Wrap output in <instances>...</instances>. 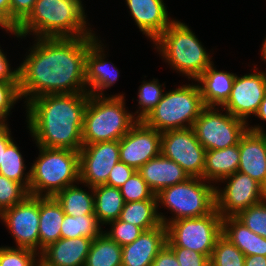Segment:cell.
Instances as JSON below:
<instances>
[{"label": "cell", "mask_w": 266, "mask_h": 266, "mask_svg": "<svg viewBox=\"0 0 266 266\" xmlns=\"http://www.w3.org/2000/svg\"><path fill=\"white\" fill-rule=\"evenodd\" d=\"M97 37L36 38L19 66V92L25 103L47 94L87 92L85 56Z\"/></svg>", "instance_id": "cell-1"}, {"label": "cell", "mask_w": 266, "mask_h": 266, "mask_svg": "<svg viewBox=\"0 0 266 266\" xmlns=\"http://www.w3.org/2000/svg\"><path fill=\"white\" fill-rule=\"evenodd\" d=\"M88 92L47 94L30 100L26 121L37 146L80 151Z\"/></svg>", "instance_id": "cell-2"}, {"label": "cell", "mask_w": 266, "mask_h": 266, "mask_svg": "<svg viewBox=\"0 0 266 266\" xmlns=\"http://www.w3.org/2000/svg\"><path fill=\"white\" fill-rule=\"evenodd\" d=\"M86 17L81 0H36L29 16L8 32L17 38L29 34L34 38L95 36Z\"/></svg>", "instance_id": "cell-3"}, {"label": "cell", "mask_w": 266, "mask_h": 266, "mask_svg": "<svg viewBox=\"0 0 266 266\" xmlns=\"http://www.w3.org/2000/svg\"><path fill=\"white\" fill-rule=\"evenodd\" d=\"M124 101V94L89 95L84 112L83 144L119 141L129 132L137 120L125 108Z\"/></svg>", "instance_id": "cell-4"}, {"label": "cell", "mask_w": 266, "mask_h": 266, "mask_svg": "<svg viewBox=\"0 0 266 266\" xmlns=\"http://www.w3.org/2000/svg\"><path fill=\"white\" fill-rule=\"evenodd\" d=\"M37 147L40 155L30 167L29 195L54 197L66 187L79 184V151Z\"/></svg>", "instance_id": "cell-5"}, {"label": "cell", "mask_w": 266, "mask_h": 266, "mask_svg": "<svg viewBox=\"0 0 266 266\" xmlns=\"http://www.w3.org/2000/svg\"><path fill=\"white\" fill-rule=\"evenodd\" d=\"M185 23L174 21L154 42L172 69L196 80L212 63L211 55Z\"/></svg>", "instance_id": "cell-6"}, {"label": "cell", "mask_w": 266, "mask_h": 266, "mask_svg": "<svg viewBox=\"0 0 266 266\" xmlns=\"http://www.w3.org/2000/svg\"><path fill=\"white\" fill-rule=\"evenodd\" d=\"M214 186L203 178L190 177L185 182L162 189L156 195L157 204L166 206L173 216L167 219L163 213H158L161 223L166 225L180 219L210 214L216 208Z\"/></svg>", "instance_id": "cell-7"}, {"label": "cell", "mask_w": 266, "mask_h": 266, "mask_svg": "<svg viewBox=\"0 0 266 266\" xmlns=\"http://www.w3.org/2000/svg\"><path fill=\"white\" fill-rule=\"evenodd\" d=\"M204 107L198 84L178 86L174 90L165 91L160 102L143 122L161 133L192 128Z\"/></svg>", "instance_id": "cell-8"}, {"label": "cell", "mask_w": 266, "mask_h": 266, "mask_svg": "<svg viewBox=\"0 0 266 266\" xmlns=\"http://www.w3.org/2000/svg\"><path fill=\"white\" fill-rule=\"evenodd\" d=\"M168 247H182L209 259L217 238L222 234V218L216 208L205 216L184 218L166 224Z\"/></svg>", "instance_id": "cell-9"}, {"label": "cell", "mask_w": 266, "mask_h": 266, "mask_svg": "<svg viewBox=\"0 0 266 266\" xmlns=\"http://www.w3.org/2000/svg\"><path fill=\"white\" fill-rule=\"evenodd\" d=\"M221 109L225 113L220 112L219 107L205 106L192 127L206 151L237 145L248 130V122Z\"/></svg>", "instance_id": "cell-10"}, {"label": "cell", "mask_w": 266, "mask_h": 266, "mask_svg": "<svg viewBox=\"0 0 266 266\" xmlns=\"http://www.w3.org/2000/svg\"><path fill=\"white\" fill-rule=\"evenodd\" d=\"M224 181L227 182L224 189L215 186L216 210L222 219L236 217L241 211L266 198L263 186L247 174L237 171L220 182Z\"/></svg>", "instance_id": "cell-11"}, {"label": "cell", "mask_w": 266, "mask_h": 266, "mask_svg": "<svg viewBox=\"0 0 266 266\" xmlns=\"http://www.w3.org/2000/svg\"><path fill=\"white\" fill-rule=\"evenodd\" d=\"M205 152L193 128L162 133L161 154L179 164L189 177L203 178Z\"/></svg>", "instance_id": "cell-12"}, {"label": "cell", "mask_w": 266, "mask_h": 266, "mask_svg": "<svg viewBox=\"0 0 266 266\" xmlns=\"http://www.w3.org/2000/svg\"><path fill=\"white\" fill-rule=\"evenodd\" d=\"M0 219L10 230L15 248L39 253L40 197L28 195L22 202L5 210Z\"/></svg>", "instance_id": "cell-13"}, {"label": "cell", "mask_w": 266, "mask_h": 266, "mask_svg": "<svg viewBox=\"0 0 266 266\" xmlns=\"http://www.w3.org/2000/svg\"><path fill=\"white\" fill-rule=\"evenodd\" d=\"M119 161V141L83 144L79 151L80 183L93 188L104 185Z\"/></svg>", "instance_id": "cell-14"}, {"label": "cell", "mask_w": 266, "mask_h": 266, "mask_svg": "<svg viewBox=\"0 0 266 266\" xmlns=\"http://www.w3.org/2000/svg\"><path fill=\"white\" fill-rule=\"evenodd\" d=\"M162 133L137 121L119 140L120 161L136 171L146 162L161 154Z\"/></svg>", "instance_id": "cell-15"}, {"label": "cell", "mask_w": 266, "mask_h": 266, "mask_svg": "<svg viewBox=\"0 0 266 266\" xmlns=\"http://www.w3.org/2000/svg\"><path fill=\"white\" fill-rule=\"evenodd\" d=\"M253 73L235 76L232 90L222 108L232 116L247 122V118L255 115L266 93V72L254 68Z\"/></svg>", "instance_id": "cell-16"}, {"label": "cell", "mask_w": 266, "mask_h": 266, "mask_svg": "<svg viewBox=\"0 0 266 266\" xmlns=\"http://www.w3.org/2000/svg\"><path fill=\"white\" fill-rule=\"evenodd\" d=\"M238 172L249 175L266 192V132L259 125L248 127L239 142Z\"/></svg>", "instance_id": "cell-17"}, {"label": "cell", "mask_w": 266, "mask_h": 266, "mask_svg": "<svg viewBox=\"0 0 266 266\" xmlns=\"http://www.w3.org/2000/svg\"><path fill=\"white\" fill-rule=\"evenodd\" d=\"M104 44L97 38L85 56V81L89 95L104 96V90L112 87L119 78V70L106 61ZM110 64V65H109Z\"/></svg>", "instance_id": "cell-18"}, {"label": "cell", "mask_w": 266, "mask_h": 266, "mask_svg": "<svg viewBox=\"0 0 266 266\" xmlns=\"http://www.w3.org/2000/svg\"><path fill=\"white\" fill-rule=\"evenodd\" d=\"M135 24L153 42L176 20L163 0H125Z\"/></svg>", "instance_id": "cell-19"}, {"label": "cell", "mask_w": 266, "mask_h": 266, "mask_svg": "<svg viewBox=\"0 0 266 266\" xmlns=\"http://www.w3.org/2000/svg\"><path fill=\"white\" fill-rule=\"evenodd\" d=\"M166 243L164 224L144 231L134 242L122 247V266H151Z\"/></svg>", "instance_id": "cell-20"}, {"label": "cell", "mask_w": 266, "mask_h": 266, "mask_svg": "<svg viewBox=\"0 0 266 266\" xmlns=\"http://www.w3.org/2000/svg\"><path fill=\"white\" fill-rule=\"evenodd\" d=\"M92 239L60 238L42 250L39 259L48 266H85Z\"/></svg>", "instance_id": "cell-21"}, {"label": "cell", "mask_w": 266, "mask_h": 266, "mask_svg": "<svg viewBox=\"0 0 266 266\" xmlns=\"http://www.w3.org/2000/svg\"><path fill=\"white\" fill-rule=\"evenodd\" d=\"M137 171L155 195L166 187L185 182L190 178L179 164L162 154L146 162Z\"/></svg>", "instance_id": "cell-22"}, {"label": "cell", "mask_w": 266, "mask_h": 266, "mask_svg": "<svg viewBox=\"0 0 266 266\" xmlns=\"http://www.w3.org/2000/svg\"><path fill=\"white\" fill-rule=\"evenodd\" d=\"M212 63L196 80L202 101L208 107H222L228 100L236 74L218 71Z\"/></svg>", "instance_id": "cell-23"}, {"label": "cell", "mask_w": 266, "mask_h": 266, "mask_svg": "<svg viewBox=\"0 0 266 266\" xmlns=\"http://www.w3.org/2000/svg\"><path fill=\"white\" fill-rule=\"evenodd\" d=\"M65 213L54 197H40L39 254L61 238Z\"/></svg>", "instance_id": "cell-24"}, {"label": "cell", "mask_w": 266, "mask_h": 266, "mask_svg": "<svg viewBox=\"0 0 266 266\" xmlns=\"http://www.w3.org/2000/svg\"><path fill=\"white\" fill-rule=\"evenodd\" d=\"M222 234L244 255L266 256V238L259 236L244 226L236 217L222 219Z\"/></svg>", "instance_id": "cell-25"}, {"label": "cell", "mask_w": 266, "mask_h": 266, "mask_svg": "<svg viewBox=\"0 0 266 266\" xmlns=\"http://www.w3.org/2000/svg\"><path fill=\"white\" fill-rule=\"evenodd\" d=\"M239 161V144L221 150H208L205 152L203 179L210 183L220 182L237 172Z\"/></svg>", "instance_id": "cell-26"}, {"label": "cell", "mask_w": 266, "mask_h": 266, "mask_svg": "<svg viewBox=\"0 0 266 266\" xmlns=\"http://www.w3.org/2000/svg\"><path fill=\"white\" fill-rule=\"evenodd\" d=\"M95 216L100 225L117 220L125 204L119 188L106 184L93 188Z\"/></svg>", "instance_id": "cell-27"}, {"label": "cell", "mask_w": 266, "mask_h": 266, "mask_svg": "<svg viewBox=\"0 0 266 266\" xmlns=\"http://www.w3.org/2000/svg\"><path fill=\"white\" fill-rule=\"evenodd\" d=\"M88 188L92 193L86 192L77 185H71L61 190L54 198L67 215L73 217L95 215L93 187Z\"/></svg>", "instance_id": "cell-28"}, {"label": "cell", "mask_w": 266, "mask_h": 266, "mask_svg": "<svg viewBox=\"0 0 266 266\" xmlns=\"http://www.w3.org/2000/svg\"><path fill=\"white\" fill-rule=\"evenodd\" d=\"M157 200H143L124 204L119 219L148 231L162 223L158 215Z\"/></svg>", "instance_id": "cell-29"}, {"label": "cell", "mask_w": 266, "mask_h": 266, "mask_svg": "<svg viewBox=\"0 0 266 266\" xmlns=\"http://www.w3.org/2000/svg\"><path fill=\"white\" fill-rule=\"evenodd\" d=\"M85 266H122V247L102 232L92 240Z\"/></svg>", "instance_id": "cell-30"}, {"label": "cell", "mask_w": 266, "mask_h": 266, "mask_svg": "<svg viewBox=\"0 0 266 266\" xmlns=\"http://www.w3.org/2000/svg\"><path fill=\"white\" fill-rule=\"evenodd\" d=\"M61 226V238L68 239L87 237L93 240L103 232L95 215L73 217L65 214Z\"/></svg>", "instance_id": "cell-31"}, {"label": "cell", "mask_w": 266, "mask_h": 266, "mask_svg": "<svg viewBox=\"0 0 266 266\" xmlns=\"http://www.w3.org/2000/svg\"><path fill=\"white\" fill-rule=\"evenodd\" d=\"M25 166L17 144L12 141L4 152L3 163L0 164V174L21 183L29 192L30 170L25 173Z\"/></svg>", "instance_id": "cell-32"}, {"label": "cell", "mask_w": 266, "mask_h": 266, "mask_svg": "<svg viewBox=\"0 0 266 266\" xmlns=\"http://www.w3.org/2000/svg\"><path fill=\"white\" fill-rule=\"evenodd\" d=\"M139 86L138 106L139 109L133 114L137 121H143L149 113L157 106L163 97L164 90L158 79L146 82ZM136 116V117H135Z\"/></svg>", "instance_id": "cell-33"}, {"label": "cell", "mask_w": 266, "mask_h": 266, "mask_svg": "<svg viewBox=\"0 0 266 266\" xmlns=\"http://www.w3.org/2000/svg\"><path fill=\"white\" fill-rule=\"evenodd\" d=\"M209 260L216 266H244L245 255L221 234L216 240Z\"/></svg>", "instance_id": "cell-34"}, {"label": "cell", "mask_w": 266, "mask_h": 266, "mask_svg": "<svg viewBox=\"0 0 266 266\" xmlns=\"http://www.w3.org/2000/svg\"><path fill=\"white\" fill-rule=\"evenodd\" d=\"M236 218L253 233L266 238V198L241 211Z\"/></svg>", "instance_id": "cell-35"}, {"label": "cell", "mask_w": 266, "mask_h": 266, "mask_svg": "<svg viewBox=\"0 0 266 266\" xmlns=\"http://www.w3.org/2000/svg\"><path fill=\"white\" fill-rule=\"evenodd\" d=\"M119 189L125 203L157 200V196L143 180L138 171H136Z\"/></svg>", "instance_id": "cell-36"}, {"label": "cell", "mask_w": 266, "mask_h": 266, "mask_svg": "<svg viewBox=\"0 0 266 266\" xmlns=\"http://www.w3.org/2000/svg\"><path fill=\"white\" fill-rule=\"evenodd\" d=\"M28 195V190L21 183L0 174V215Z\"/></svg>", "instance_id": "cell-37"}, {"label": "cell", "mask_w": 266, "mask_h": 266, "mask_svg": "<svg viewBox=\"0 0 266 266\" xmlns=\"http://www.w3.org/2000/svg\"><path fill=\"white\" fill-rule=\"evenodd\" d=\"M39 253L27 248L0 247V266H36ZM38 256V257H37Z\"/></svg>", "instance_id": "cell-38"}, {"label": "cell", "mask_w": 266, "mask_h": 266, "mask_svg": "<svg viewBox=\"0 0 266 266\" xmlns=\"http://www.w3.org/2000/svg\"><path fill=\"white\" fill-rule=\"evenodd\" d=\"M108 224L111 227L110 230L103 231V233L121 247L131 244L144 232L140 227L124 222L119 218Z\"/></svg>", "instance_id": "cell-39"}, {"label": "cell", "mask_w": 266, "mask_h": 266, "mask_svg": "<svg viewBox=\"0 0 266 266\" xmlns=\"http://www.w3.org/2000/svg\"><path fill=\"white\" fill-rule=\"evenodd\" d=\"M22 98L19 82L0 81V116L7 120L15 103Z\"/></svg>", "instance_id": "cell-40"}, {"label": "cell", "mask_w": 266, "mask_h": 266, "mask_svg": "<svg viewBox=\"0 0 266 266\" xmlns=\"http://www.w3.org/2000/svg\"><path fill=\"white\" fill-rule=\"evenodd\" d=\"M36 0H10L11 4V30L16 28L32 12Z\"/></svg>", "instance_id": "cell-41"}, {"label": "cell", "mask_w": 266, "mask_h": 266, "mask_svg": "<svg viewBox=\"0 0 266 266\" xmlns=\"http://www.w3.org/2000/svg\"><path fill=\"white\" fill-rule=\"evenodd\" d=\"M175 254L180 266H205L210 260L209 258L194 250L182 247H169Z\"/></svg>", "instance_id": "cell-42"}, {"label": "cell", "mask_w": 266, "mask_h": 266, "mask_svg": "<svg viewBox=\"0 0 266 266\" xmlns=\"http://www.w3.org/2000/svg\"><path fill=\"white\" fill-rule=\"evenodd\" d=\"M135 172L136 170L133 167H130L125 163L119 161L113 167L105 184L108 186L120 188Z\"/></svg>", "instance_id": "cell-43"}, {"label": "cell", "mask_w": 266, "mask_h": 266, "mask_svg": "<svg viewBox=\"0 0 266 266\" xmlns=\"http://www.w3.org/2000/svg\"><path fill=\"white\" fill-rule=\"evenodd\" d=\"M2 51L0 49V81L19 82V66L14 70L11 69V64Z\"/></svg>", "instance_id": "cell-44"}, {"label": "cell", "mask_w": 266, "mask_h": 266, "mask_svg": "<svg viewBox=\"0 0 266 266\" xmlns=\"http://www.w3.org/2000/svg\"><path fill=\"white\" fill-rule=\"evenodd\" d=\"M151 266H180L173 251L165 245L155 257Z\"/></svg>", "instance_id": "cell-45"}, {"label": "cell", "mask_w": 266, "mask_h": 266, "mask_svg": "<svg viewBox=\"0 0 266 266\" xmlns=\"http://www.w3.org/2000/svg\"><path fill=\"white\" fill-rule=\"evenodd\" d=\"M0 27L6 32L11 30L10 0H0Z\"/></svg>", "instance_id": "cell-46"}, {"label": "cell", "mask_w": 266, "mask_h": 266, "mask_svg": "<svg viewBox=\"0 0 266 266\" xmlns=\"http://www.w3.org/2000/svg\"><path fill=\"white\" fill-rule=\"evenodd\" d=\"M12 141L11 131L9 127H7L2 133H0V164L3 163L4 152Z\"/></svg>", "instance_id": "cell-47"}, {"label": "cell", "mask_w": 266, "mask_h": 266, "mask_svg": "<svg viewBox=\"0 0 266 266\" xmlns=\"http://www.w3.org/2000/svg\"><path fill=\"white\" fill-rule=\"evenodd\" d=\"M244 266H266V256L252 255L245 257Z\"/></svg>", "instance_id": "cell-48"}, {"label": "cell", "mask_w": 266, "mask_h": 266, "mask_svg": "<svg viewBox=\"0 0 266 266\" xmlns=\"http://www.w3.org/2000/svg\"><path fill=\"white\" fill-rule=\"evenodd\" d=\"M255 116L259 119H262L263 121H266V93Z\"/></svg>", "instance_id": "cell-49"}, {"label": "cell", "mask_w": 266, "mask_h": 266, "mask_svg": "<svg viewBox=\"0 0 266 266\" xmlns=\"http://www.w3.org/2000/svg\"><path fill=\"white\" fill-rule=\"evenodd\" d=\"M7 120L0 116V133H2L7 127L8 123L6 122Z\"/></svg>", "instance_id": "cell-50"}, {"label": "cell", "mask_w": 266, "mask_h": 266, "mask_svg": "<svg viewBox=\"0 0 266 266\" xmlns=\"http://www.w3.org/2000/svg\"><path fill=\"white\" fill-rule=\"evenodd\" d=\"M261 57H262V60H264L266 62V37L262 43V48H261Z\"/></svg>", "instance_id": "cell-51"}, {"label": "cell", "mask_w": 266, "mask_h": 266, "mask_svg": "<svg viewBox=\"0 0 266 266\" xmlns=\"http://www.w3.org/2000/svg\"><path fill=\"white\" fill-rule=\"evenodd\" d=\"M36 266H48L45 263H43L40 259L37 261Z\"/></svg>", "instance_id": "cell-52"}, {"label": "cell", "mask_w": 266, "mask_h": 266, "mask_svg": "<svg viewBox=\"0 0 266 266\" xmlns=\"http://www.w3.org/2000/svg\"><path fill=\"white\" fill-rule=\"evenodd\" d=\"M205 266H216L211 261H209Z\"/></svg>", "instance_id": "cell-53"}]
</instances>
